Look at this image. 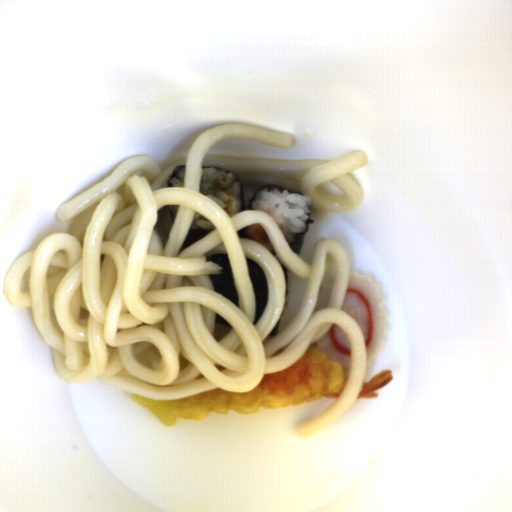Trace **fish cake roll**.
Returning a JSON list of instances; mask_svg holds the SVG:
<instances>
[{"mask_svg":"<svg viewBox=\"0 0 512 512\" xmlns=\"http://www.w3.org/2000/svg\"><path fill=\"white\" fill-rule=\"evenodd\" d=\"M332 287H333V283L332 281L325 284L324 286V289L322 292H320L319 294H317V299H316V303H315V306L312 310V313H311V316L313 314H315L316 312L326 308L329 300H330V297H331V293H332Z\"/></svg>","mask_w":512,"mask_h":512,"instance_id":"3","label":"fish cake roll"},{"mask_svg":"<svg viewBox=\"0 0 512 512\" xmlns=\"http://www.w3.org/2000/svg\"><path fill=\"white\" fill-rule=\"evenodd\" d=\"M318 351L326 355L328 361H337L348 371L352 363L350 339L334 323L327 332L316 341Z\"/></svg>","mask_w":512,"mask_h":512,"instance_id":"2","label":"fish cake roll"},{"mask_svg":"<svg viewBox=\"0 0 512 512\" xmlns=\"http://www.w3.org/2000/svg\"><path fill=\"white\" fill-rule=\"evenodd\" d=\"M381 284H376L370 274L357 270L348 277L347 290L340 310L350 315L360 326L366 351L365 364L371 366L373 358L384 346L389 332L385 319V298L381 297Z\"/></svg>","mask_w":512,"mask_h":512,"instance_id":"1","label":"fish cake roll"}]
</instances>
